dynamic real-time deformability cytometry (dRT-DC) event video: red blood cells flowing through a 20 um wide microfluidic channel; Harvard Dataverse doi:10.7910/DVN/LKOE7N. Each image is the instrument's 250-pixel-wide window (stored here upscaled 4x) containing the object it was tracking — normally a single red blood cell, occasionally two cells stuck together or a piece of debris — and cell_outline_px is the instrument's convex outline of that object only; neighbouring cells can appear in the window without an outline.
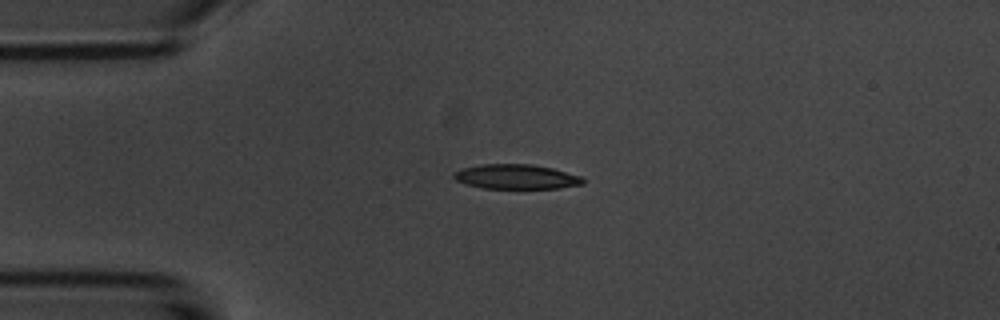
{"species": "common noctule bat (a hibernating species)", "species_latin": "Nyctalus noctula", "temperature_condition": "room temperature", "stored_images_in_passage": 2, "camera_frame_rate_fps": 3000, "um_per_image_px": 0.085, "animal": {"sex": "male", "body_mass_g": 20.1, "forearm_length_mm": 53.5}, "frame": {"image": 1, "passage_image": 1, "time_ms": 0.0, "image_size_px": [1000, 320], "cell_outline_px": [[584, 184], [560, 188], [484, 188], [464, 184], [456, 180], [452, 176], [452, 172], [460, 168], [480, 164], [532, 164], [552, 168], [580, 176], [584, 180]], "centroid_in_image_um": [43.82, 15.01], "position_along_channel_um": 41.2, "area_um2": 18.67}}